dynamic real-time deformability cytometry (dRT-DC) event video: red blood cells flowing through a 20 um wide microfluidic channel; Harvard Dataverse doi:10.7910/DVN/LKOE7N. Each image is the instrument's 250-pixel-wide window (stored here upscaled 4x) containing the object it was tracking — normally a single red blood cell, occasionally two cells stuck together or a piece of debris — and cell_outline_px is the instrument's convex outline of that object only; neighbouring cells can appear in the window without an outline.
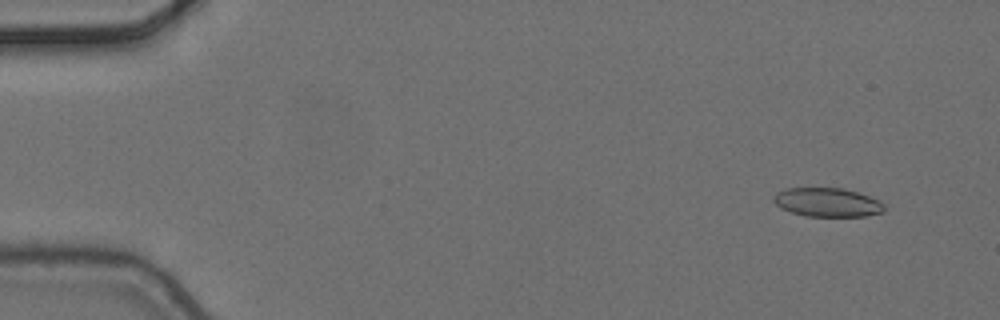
{"species": "common noctule bat (a hibernating species)", "species_latin": "Nyctalus noctula", "temperature_condition": "cold", "stored_images_in_passage": 5, "camera_frame_rate_fps": 3000, "um_per_image_px": 0.085, "animal": {"sex": "female", "body_mass_g": 24.6, "forearm_length_mm": 56.2}, "frame": {"image": 1, "passage_image": 2, "time_ms": 0.333, "image_size_px": [1000, 320], "cell_outline_px": [[884, 212], [864, 216], [804, 216], [780, 208], [772, 200], [772, 196], [776, 192], [788, 188], [844, 188], [868, 196], [884, 204]], "centroid_in_image_um": [70.28, 17.2], "position_along_channel_um": 14.7, "area_um2": 18.55}}
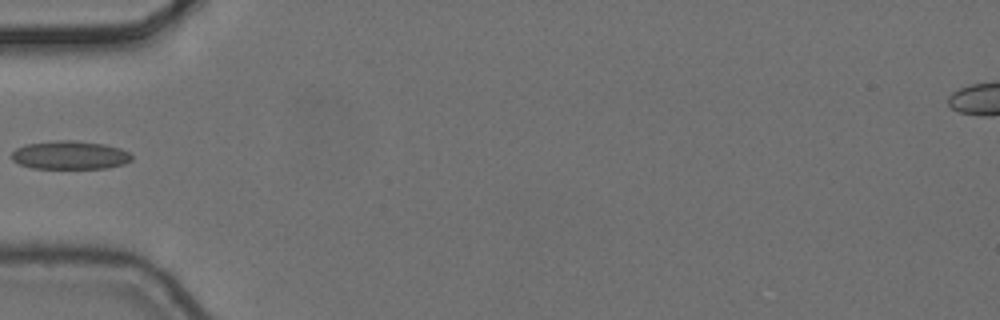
{"frame": {"image": 2, "passage_image": 5, "time_ms": 1.333, "image_size_px": [1000, 320], "cell_outline_px": [[132, 160], [124, 164], [108, 168], [32, 168], [20, 164], [12, 160], [12, 152], [16, 148], [28, 144], [56, 140], [76, 140], [104, 144], [120, 148], [128, 152], [132, 156]], "centroid_in_image_um": [5.96, 13.18], "position_along_channel_um": 79.0, "area_um2": 19.88}}